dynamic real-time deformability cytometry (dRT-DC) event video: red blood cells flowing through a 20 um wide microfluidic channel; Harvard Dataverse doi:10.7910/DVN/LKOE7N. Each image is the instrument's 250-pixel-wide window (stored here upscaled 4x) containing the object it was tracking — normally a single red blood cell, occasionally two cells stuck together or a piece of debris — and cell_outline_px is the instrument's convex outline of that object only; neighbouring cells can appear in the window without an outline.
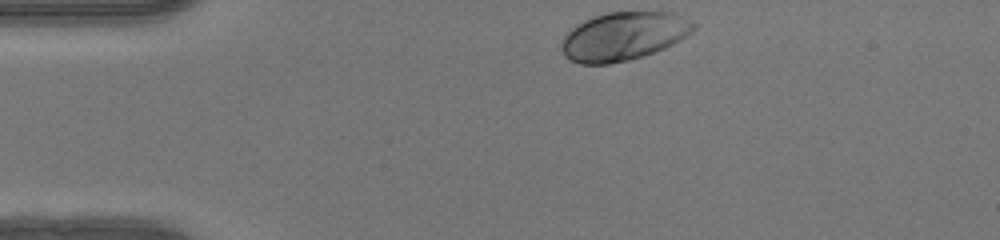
{"species": "human", "species_latin": "Homo sapiens", "temperature_condition": "warm", "stored_images_in_passage": 32, "camera_frame_rate_fps": 3000, "um_per_image_px": 0.085, "donor": {"sex": "female"}, "frame": {"image": 1, "passage_image": 1, "time_ms": 0.0, "image_size_px": [1000, 240], "cell_outline_px": [[696, 28], [692, 32], [680, 40], [664, 48], [628, 60], [608, 64], [580, 64], [564, 56], [560, 44], [564, 36], [576, 24], [592, 16], [608, 12], [672, 12], [696, 24]], "centroid_in_image_um": [52.97, 3.07], "position_along_channel_um": 32.0, "area_um2": 37.05}}
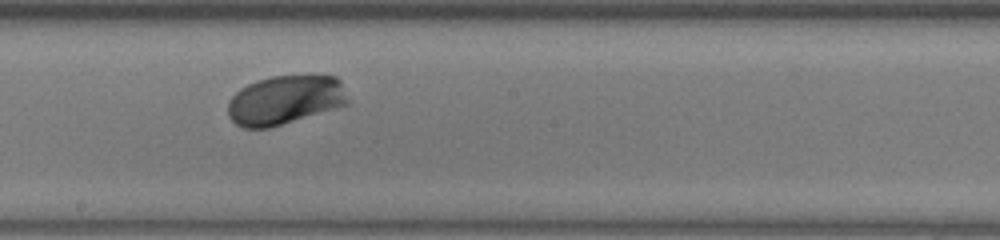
{"frame": {"image": 2, "passage_image": 19, "time_ms": 6.0, "image_size_px": [1000, 240], "cell_outline_px": [[352, 100], [348, 104], [268, 128], [244, 128], [236, 124], [228, 116], [228, 100], [240, 88], [256, 80], [272, 76], [336, 76], [340, 80]], "centroid_in_image_um": [24.24, 8.49], "position_along_channel_um": 224.0, "area_um2": 34.33}}
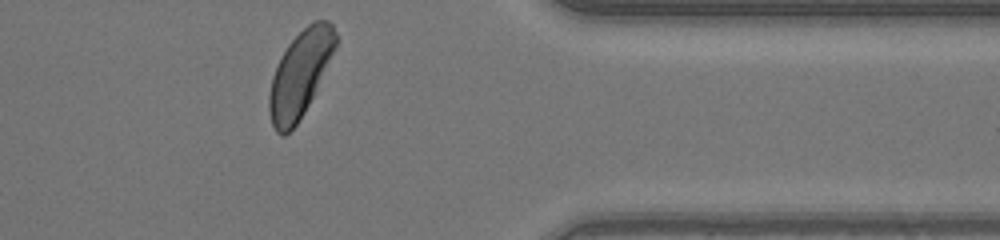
{"frame": {"image": 3, "passage_image": 32, "time_ms": 10.333, "image_size_px": [1000, 240], "cell_outline_px": [[336, 44], [312, 96], [304, 112], [296, 124], [284, 136], [280, 136], [276, 132], [272, 124], [268, 112], [268, 96], [272, 76], [288, 44], [308, 24], [316, 20], [328, 20], [332, 24], [336, 32]], "centroid_in_image_um": [25.46, 6.31], "position_along_channel_um": 385.9, "area_um2": 32.37}, "authors_computed_cell_mechanics": {"area_um2": 34.3332, "velocity_mm_per_s": 4.0914, "shape_relaxation_time_tau1_ms": 1.1206, "shape_relaxation_time_tau2_ms": null, "deformation_change_tau1": 0.1082, "deformation_change_tau2": null}}